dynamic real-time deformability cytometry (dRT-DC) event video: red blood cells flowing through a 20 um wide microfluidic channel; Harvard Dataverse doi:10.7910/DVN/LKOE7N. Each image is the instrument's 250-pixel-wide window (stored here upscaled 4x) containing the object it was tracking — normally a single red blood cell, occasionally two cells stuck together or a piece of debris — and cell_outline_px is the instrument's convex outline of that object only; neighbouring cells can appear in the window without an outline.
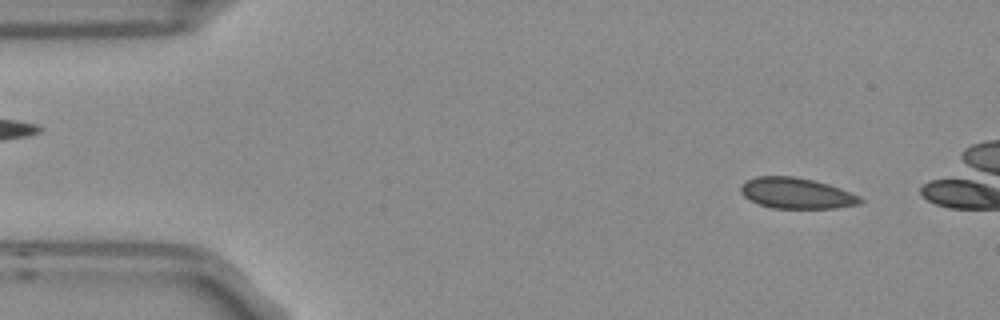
{"species": "Egyptian fruit bat (a non-hibernating species)", "species_latin": "Rousettus aegyptiacus", "temperature_condition": "room temperature", "stored_images_in_passage": 4, "camera_frame_rate_fps": 3000, "um_per_image_px": 0.085, "frame": {"image": 1, "passage_image": 1, "time_ms": 0.0, "image_size_px": [1000, 320], "cell_outline_px": [[864, 200], [860, 204], [836, 208], [772, 208], [760, 204], [744, 196], [740, 192], [740, 184], [756, 176], [792, 176], [816, 180], [840, 188], [860, 196]], "centroid_in_image_um": [67.71, 16.42], "position_along_channel_um": 17.3, "area_um2": 21.5}}